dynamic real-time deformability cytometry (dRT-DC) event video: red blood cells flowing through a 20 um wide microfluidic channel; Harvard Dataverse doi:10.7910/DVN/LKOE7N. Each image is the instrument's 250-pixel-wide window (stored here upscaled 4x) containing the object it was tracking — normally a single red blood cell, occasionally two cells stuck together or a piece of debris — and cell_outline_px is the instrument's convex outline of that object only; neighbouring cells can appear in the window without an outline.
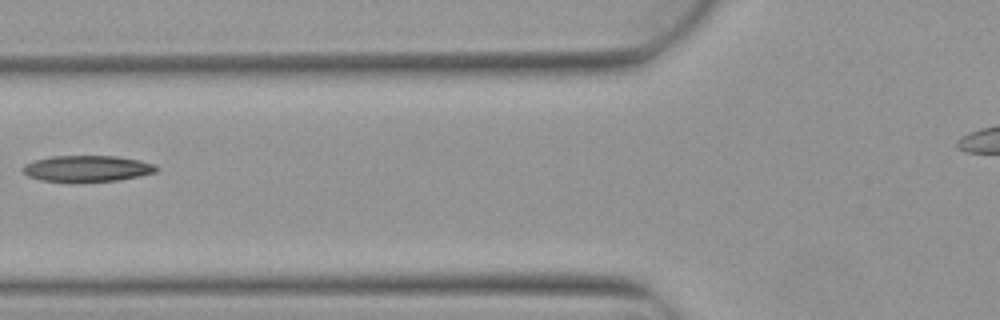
{"species": "Egyptian fruit bat (a non-hibernating species)", "species_latin": "Rousettus aegyptiacus", "temperature_condition": "warm", "stored_images_in_passage": 6, "camera_frame_rate_fps": 3000, "um_per_image_px": 0.085, "animal": {"sex": "female"}, "frame": {"image": 1, "passage_image": 5, "time_ms": 1.333, "image_size_px": [1000, 320], "cell_outline_px": [[160, 168], [156, 172], [140, 176], [120, 180], [40, 180], [28, 176], [20, 168], [24, 164], [32, 160], [52, 156], [116, 156], [140, 160], [156, 164]], "centroid_in_image_um": [7.43, 14.29], "position_along_channel_um": 118.4, "area_um2": 20.11}}
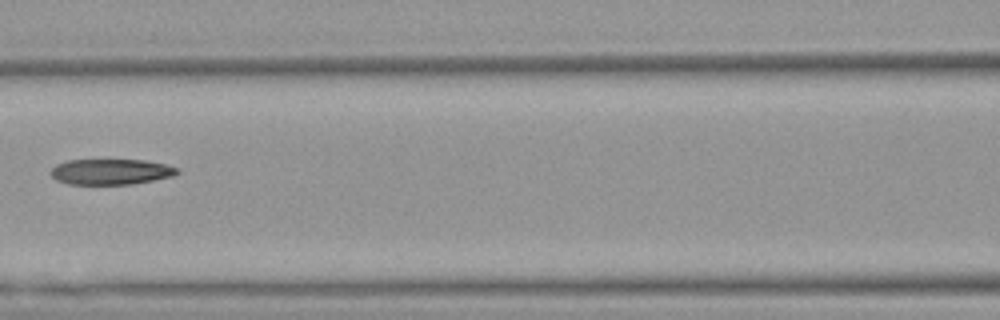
{"frame": {"image": 2, "passage_image": 6, "time_ms": 1.667, "image_size_px": [1000, 320], "cell_outline_px": [[180, 172], [172, 176], [132, 184], [68, 184], [56, 180], [48, 172], [56, 164], [68, 160], [144, 160], [164, 164], [176, 168]], "centroid_in_image_um": [9.37, 14.6], "position_along_channel_um": 157.2, "area_um2": 18.79}}